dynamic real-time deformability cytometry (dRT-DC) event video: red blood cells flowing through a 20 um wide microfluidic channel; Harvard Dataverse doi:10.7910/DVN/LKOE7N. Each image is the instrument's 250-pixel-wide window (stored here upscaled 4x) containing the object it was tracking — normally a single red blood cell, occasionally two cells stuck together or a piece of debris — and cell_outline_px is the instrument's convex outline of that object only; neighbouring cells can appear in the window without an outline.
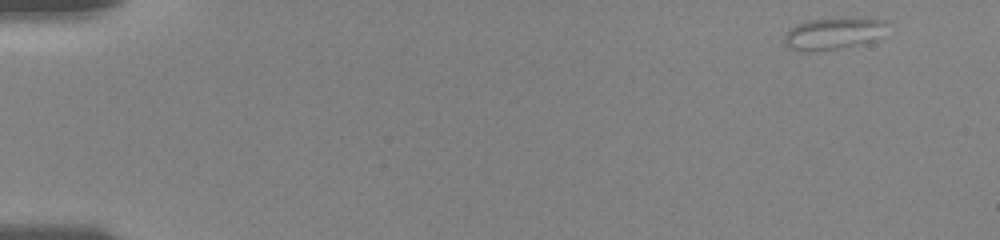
{"species": "human", "species_latin": "Homo sapiens", "temperature_condition": "room temperature", "stored_images_in_passage": 24, "camera_frame_rate_fps": 3000, "um_per_image_px": 0.085, "donor": {"sex": "female"}, "frame": {"image": 1, "passage_image": 1, "time_ms": 0.0, "image_size_px": [1000, 240], "cell_outline_px": [[884, 24], [876, 40], [840, 48], [812, 52], [808, 52], [788, 48], [784, 40], [784, 36], [788, 28], [796, 24], [808, 20], [884, 20]], "centroid_in_image_um": [70.66, 2.9], "position_along_channel_um": 14.3, "area_um2": 18.09}}